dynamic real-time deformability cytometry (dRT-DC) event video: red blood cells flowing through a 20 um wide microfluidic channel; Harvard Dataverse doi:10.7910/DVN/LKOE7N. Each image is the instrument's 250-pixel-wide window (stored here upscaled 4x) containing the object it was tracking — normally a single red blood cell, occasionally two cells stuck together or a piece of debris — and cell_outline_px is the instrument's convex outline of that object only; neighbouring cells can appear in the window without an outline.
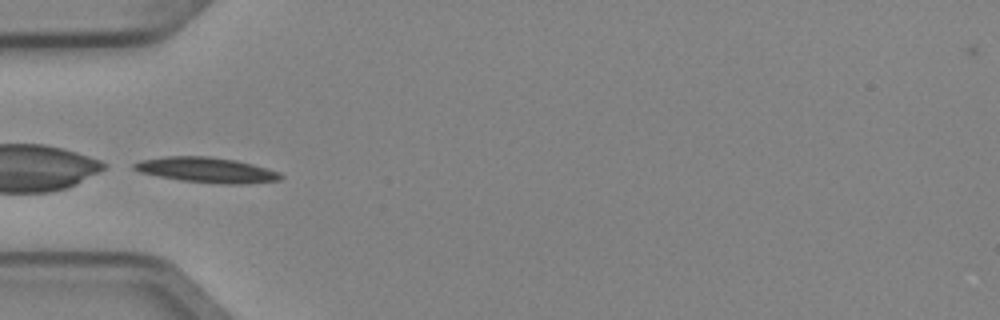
{"species": "Egyptian fruit bat (a non-hibernating species)", "species_latin": "Rousettus aegyptiacus", "temperature_condition": "cold", "stored_images_in_passage": 4, "camera_frame_rate_fps": 3000, "um_per_image_px": 0.085, "animal": {"sex": "female"}, "frame": {"image": 1, "passage_image": 4, "time_ms": 1.0, "image_size_px": [1000, 320], "cell_outline_px": [[284, 176], [280, 180], [248, 184], [228, 184], [180, 180], [140, 172], [132, 168], [132, 164], [140, 160], [164, 156], [208, 156], [236, 160], [252, 164], [280, 172]], "centroid_in_image_um": [17.58, 14.44], "position_along_channel_um": 67.4, "area_um2": 21.56}}